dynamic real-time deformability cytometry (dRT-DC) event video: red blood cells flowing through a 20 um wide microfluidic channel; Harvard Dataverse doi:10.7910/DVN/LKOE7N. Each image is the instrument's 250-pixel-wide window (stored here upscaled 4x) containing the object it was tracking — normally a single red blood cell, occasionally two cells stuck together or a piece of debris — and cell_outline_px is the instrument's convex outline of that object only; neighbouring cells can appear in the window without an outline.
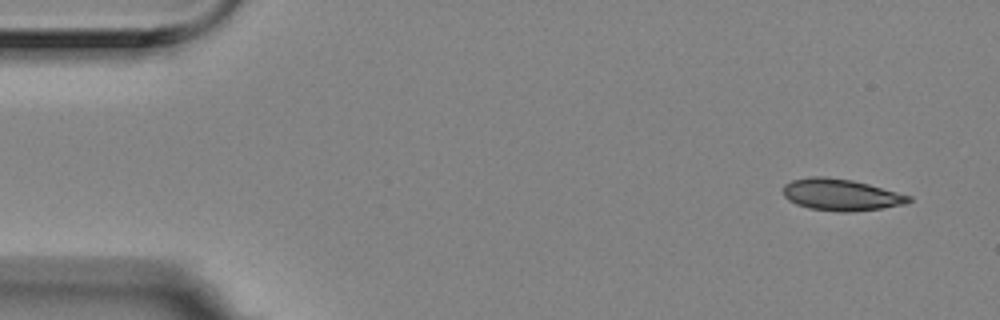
{"species": "Egyptian fruit bat (a non-hibernating species)", "species_latin": "Rousettus aegyptiacus", "temperature_condition": "room temperature", "stored_images_in_passage": 5, "segment_of_instrument_passage": [1, 2], "camera_frame_rate_fps": 3000, "um_per_image_px": 0.085, "animal": {"sex": "female"}, "frame": {"image": 1, "passage_image": 1, "time_ms": 0.0, "image_size_px": [1000, 320], "cell_outline_px": [[912, 200], [908, 204], [852, 212], [840, 212], [808, 208], [796, 204], [788, 200], [784, 196], [784, 184], [792, 180], [808, 176], [824, 176], [852, 180], [868, 184], [912, 196]], "centroid_in_image_um": [71.48, 16.55], "position_along_channel_um": 13.5, "area_um2": 23.29}}